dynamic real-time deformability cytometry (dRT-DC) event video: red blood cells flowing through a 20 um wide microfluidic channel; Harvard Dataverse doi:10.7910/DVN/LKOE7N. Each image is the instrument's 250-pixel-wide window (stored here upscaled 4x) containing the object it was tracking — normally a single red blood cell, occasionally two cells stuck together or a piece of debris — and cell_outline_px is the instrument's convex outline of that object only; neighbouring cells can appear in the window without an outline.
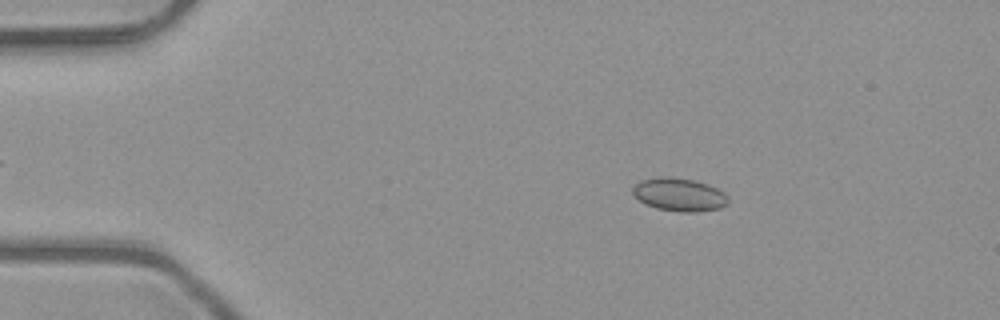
{"species": "common noctule bat (a hibernating species)", "species_latin": "Nyctalus noctula", "temperature_condition": "room temperature", "stored_images_in_passage": 5, "camera_frame_rate_fps": 3000, "um_per_image_px": 0.085, "animal": {"sex": "male", "body_mass_g": 23.1, "forearm_length_mm": 52.7}, "frame": {"image": 1, "passage_image": 3, "time_ms": 0.667, "image_size_px": [1000, 320], "cell_outline_px": [[728, 204], [720, 208], [696, 212], [680, 212], [656, 208], [640, 200], [632, 192], [632, 188], [640, 180], [656, 176], [664, 176], [692, 180], [708, 184], [724, 192], [728, 196]], "centroid_in_image_um": [57.75, 16.54], "position_along_channel_um": 27.3, "area_um2": 18.38}}